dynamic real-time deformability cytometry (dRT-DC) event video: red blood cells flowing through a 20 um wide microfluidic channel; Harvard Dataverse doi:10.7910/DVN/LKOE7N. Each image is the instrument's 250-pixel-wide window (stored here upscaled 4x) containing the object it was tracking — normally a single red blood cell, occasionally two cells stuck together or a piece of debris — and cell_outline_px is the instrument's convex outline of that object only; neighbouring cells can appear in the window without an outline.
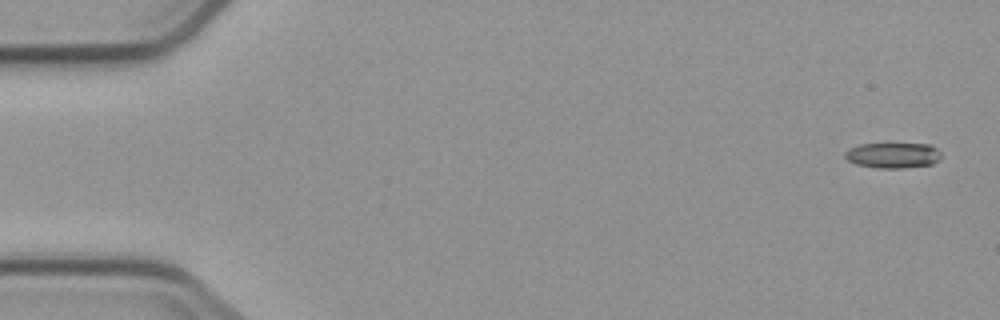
{"species": "common noctule bat (a hibernating species)", "species_latin": "Nyctalus noctula", "temperature_condition": "cold", "stored_images_in_passage": 5, "camera_frame_rate_fps": 3000, "um_per_image_px": 0.085, "animal": {"sex": "male", "body_mass_g": 23.1, "forearm_length_mm": 52.7}, "frame": {"image": 1, "passage_image": 1, "time_ms": 0.0, "image_size_px": [1000, 320], "cell_outline_px": [[940, 160], [932, 164], [900, 168], [876, 168], [856, 164], [848, 160], [844, 156], [844, 152], [848, 148], [860, 144], [932, 144], [940, 152]], "centroid_in_image_um": [75.89, 13.2], "position_along_channel_um": 9.1, "area_um2": 14.33}}
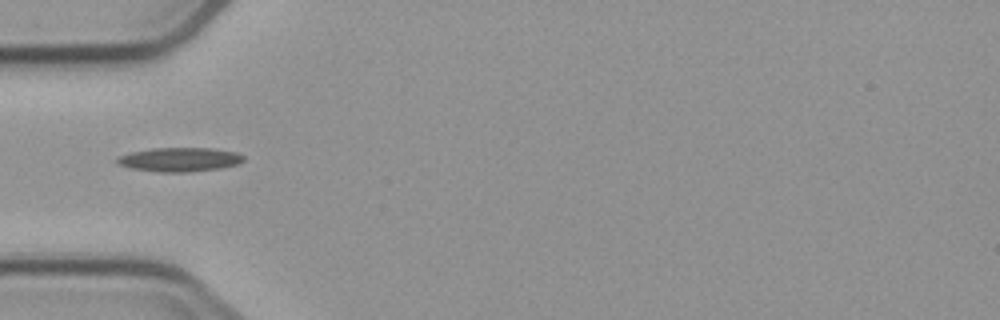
{"frame": {"image": 2, "passage_image": 5, "time_ms": 5.333, "image_size_px": [1000, 320], "cell_outline_px": [[244, 160], [236, 164], [220, 168], [188, 172], [160, 172], [132, 168], [116, 164], [116, 160], [120, 156], [128, 152], [152, 148], [212, 148], [236, 152], [244, 156]], "centroid_in_image_um": [15.24, 13.55], "position_along_channel_um": 69.8, "area_um2": 17.69}}